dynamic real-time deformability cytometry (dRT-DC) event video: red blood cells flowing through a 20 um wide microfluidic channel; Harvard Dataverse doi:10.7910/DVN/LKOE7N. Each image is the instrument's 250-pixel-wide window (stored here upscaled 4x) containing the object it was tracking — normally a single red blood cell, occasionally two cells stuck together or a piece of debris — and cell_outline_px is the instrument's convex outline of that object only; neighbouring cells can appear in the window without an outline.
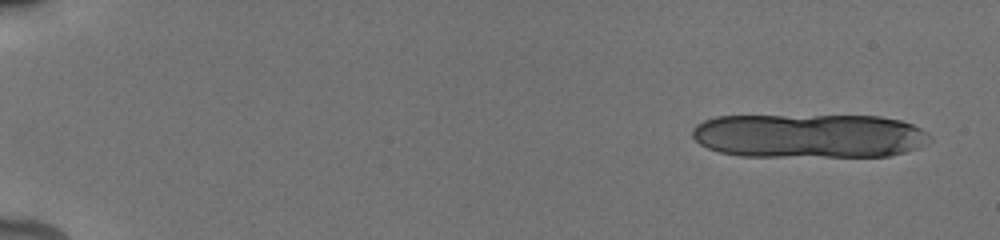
{"species": "human", "species_latin": "Homo sapiens", "temperature_condition": "cold", "stored_images_in_passage": 13, "camera_frame_rate_fps": 3000, "um_per_image_px": 0.085, "donor": {"sex": "male"}, "frame": {"image": 1, "passage_image": 3, "time_ms": 0.667, "image_size_px": [1000, 240], "cell_outline_px": [[932, 140], [916, 148], [904, 152], [888, 156], [740, 156], [720, 152], [708, 148], [700, 144], [692, 136], [692, 128], [696, 124], [704, 120], [716, 116], [880, 116], [900, 120], [912, 124], [928, 132], [932, 136]], "centroid_in_image_um": [68.78, 11.54], "position_along_channel_um": 16.2, "area_um2": 61.38}}